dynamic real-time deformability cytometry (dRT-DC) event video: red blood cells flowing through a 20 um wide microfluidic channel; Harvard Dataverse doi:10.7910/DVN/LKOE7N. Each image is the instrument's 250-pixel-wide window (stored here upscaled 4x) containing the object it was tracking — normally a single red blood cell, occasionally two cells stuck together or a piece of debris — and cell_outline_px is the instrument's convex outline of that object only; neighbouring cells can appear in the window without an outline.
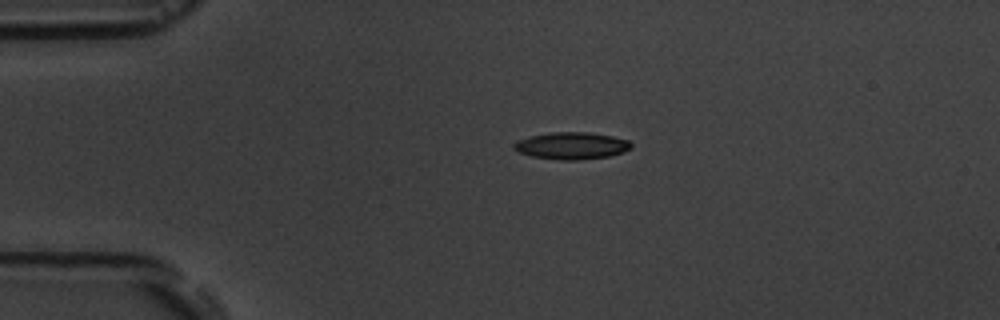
{"species": "common noctule bat (a hibernating species)", "species_latin": "Nyctalus noctula", "temperature_condition": "room temperature", "stored_images_in_passage": 4, "camera_frame_rate_fps": 3000, "um_per_image_px": 0.085, "animal": {"sex": "male", "body_mass_g": 19.5, "forearm_length_mm": 54.6}, "frame": {"image": 1, "passage_image": 3, "time_ms": 2.333, "image_size_px": [1000, 320], "cell_outline_px": [[632, 148], [624, 152], [608, 156], [576, 160], [560, 160], [532, 156], [520, 152], [512, 148], [512, 144], [516, 140], [532, 136], [552, 132], [588, 132], [612, 136], [628, 140], [632, 144]], "centroid_in_image_um": [48.58, 12.38], "position_along_channel_um": 36.4, "area_um2": 18.44}}